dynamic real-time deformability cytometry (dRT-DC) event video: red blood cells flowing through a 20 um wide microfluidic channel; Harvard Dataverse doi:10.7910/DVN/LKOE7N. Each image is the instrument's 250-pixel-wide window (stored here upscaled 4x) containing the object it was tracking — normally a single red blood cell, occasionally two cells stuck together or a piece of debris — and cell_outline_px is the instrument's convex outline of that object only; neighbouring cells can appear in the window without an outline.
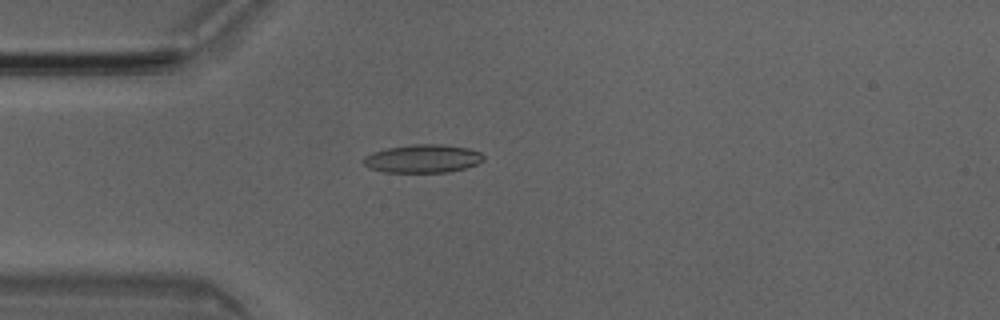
{"species": "Egyptian fruit bat (a non-hibernating species)", "species_latin": "Rousettus aegyptiacus", "temperature_condition": "room temperature", "stored_images_in_passage": 50, "camera_frame_rate_fps": 3000, "um_per_image_px": 0.085, "animal": {"sex": "male"}, "frame": {"image": 1, "passage_image": 13, "time_ms": 4.0, "image_size_px": [1000, 320], "cell_outline_px": [[484, 160], [476, 164], [464, 168], [448, 172], [384, 172], [368, 168], [360, 160], [364, 156], [372, 152], [388, 148], [412, 144], [440, 144], [468, 148], [480, 152], [484, 156]], "centroid_in_image_um": [35.89, 13.48], "position_along_channel_um": 49.1, "area_um2": 19.83}}
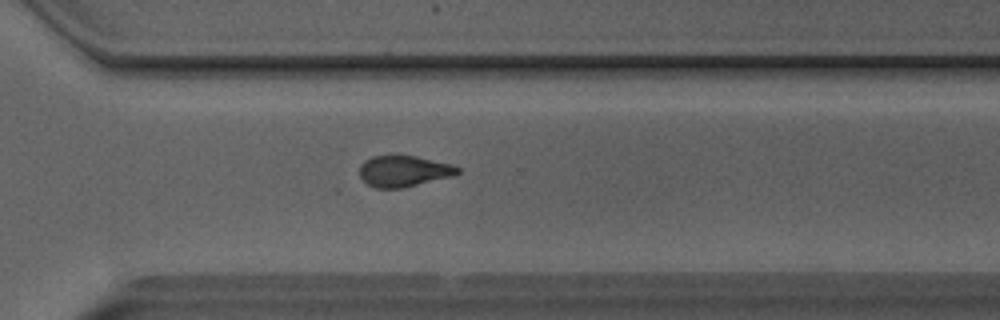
{"frame": {"image": 2, "passage_image": 35, "time_ms": 11.333, "image_size_px": [1000, 320], "cell_outline_px": [[460, 172], [452, 176], [404, 188], [376, 188], [368, 184], [360, 176], [360, 164], [364, 160], [372, 156], [392, 152], [416, 156], [448, 164], [460, 168]], "centroid_in_image_um": [34.26, 14.51], "position_along_channel_um": 336.3, "area_um2": 18.21}}
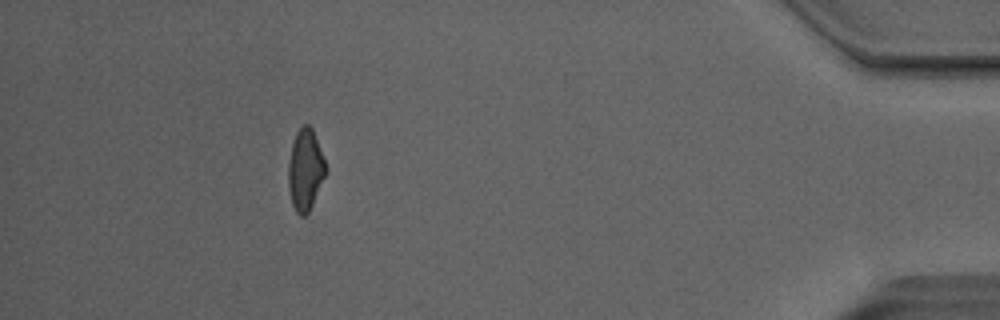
{"frame": {"image": 3, "passage_image": 45, "time_ms": 14.667, "image_size_px": [1000, 320], "cell_outline_px": [[328, 172], [308, 212], [304, 216], [300, 216], [296, 212], [292, 204], [288, 188], [288, 164], [292, 144], [296, 132], [304, 124], [308, 124], [312, 128], [328, 168]], "centroid_in_image_um": [25.96, 14.44], "position_along_channel_um": 409.2, "area_um2": 17.86}, "authors_computed_cell_mechanics": {"area_um2": 18.6116, "velocity_mm_per_s": 4.0458, "shape_relaxation_time_tau1_ms": 10.701, "shape_relaxation_time_tau2_ms": 2.3678, "deformation_change_tau1": 0.221, "deformation_change_tau2": 0.0952}}